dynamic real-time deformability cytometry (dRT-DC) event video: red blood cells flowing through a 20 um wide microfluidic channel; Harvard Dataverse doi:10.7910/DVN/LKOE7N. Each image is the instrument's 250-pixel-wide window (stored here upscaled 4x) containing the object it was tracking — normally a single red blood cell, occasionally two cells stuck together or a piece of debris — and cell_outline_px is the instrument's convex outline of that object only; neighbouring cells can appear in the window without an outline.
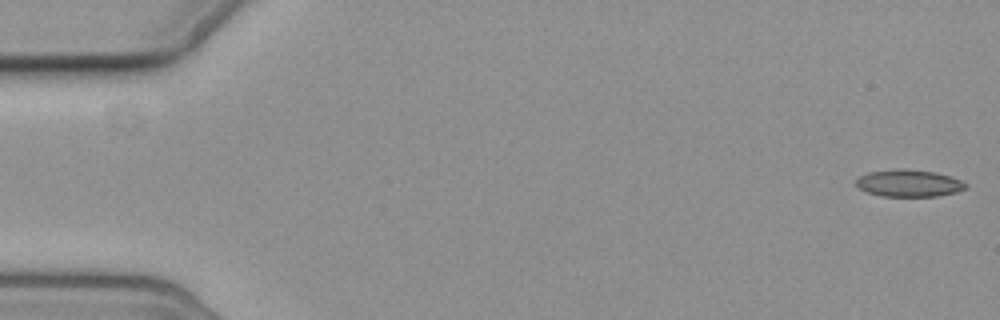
{"species": "common noctule bat (a hibernating species)", "species_latin": "Nyctalus noctula", "temperature_condition": "cold", "stored_images_in_passage": 8, "camera_frame_rate_fps": 3000, "um_per_image_px": 0.085, "animal": {"sex": "female", "body_mass_g": 19.3, "forearm_length_mm": 54.1}, "frame": {"image": 1, "passage_image": 1, "time_ms": 0.0, "image_size_px": [1000, 320], "cell_outline_px": [[968, 188], [956, 192], [936, 196], [880, 196], [868, 192], [860, 188], [856, 184], [856, 180], [860, 176], [868, 172], [896, 168], [908, 168], [936, 172], [952, 176], [968, 184]], "centroid_in_image_um": [77.29, 15.55], "position_along_channel_um": 7.7, "area_um2": 17.51}}
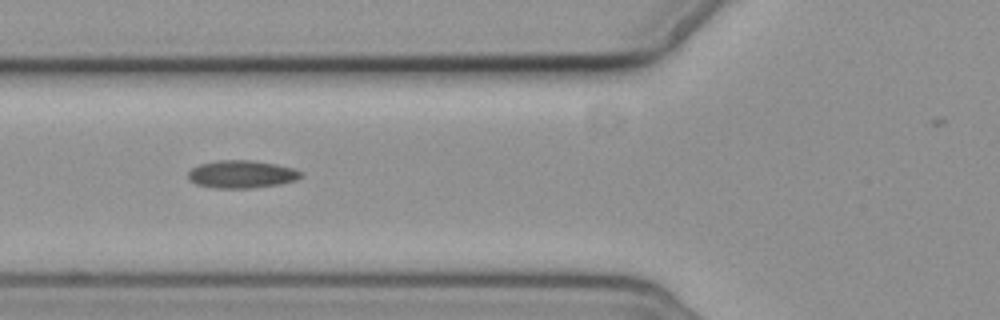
{"frame": {"image": 2, "passage_image": 7, "time_ms": 7.0, "image_size_px": [1000, 320], "cell_outline_px": [[304, 176], [296, 180], [280, 184], [248, 188], [216, 188], [196, 184], [188, 180], [188, 172], [192, 168], [200, 164], [216, 160], [252, 160], [276, 164], [292, 168], [300, 172]], "centroid_in_image_um": [20.52, 14.8], "position_along_channel_um": 105.3, "area_um2": 18.21}}
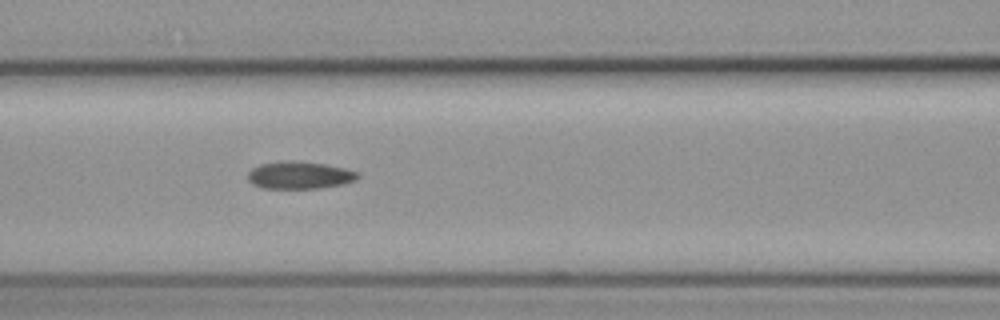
{"frame": {"image": 3, "passage_image": 8, "time_ms": 8.0, "image_size_px": [1000, 320], "cell_outline_px": [[360, 176], [356, 180], [344, 184], [316, 188], [264, 188], [252, 184], [248, 180], [248, 172], [252, 168], [260, 164], [280, 160], [292, 160], [324, 164], [344, 168], [360, 172]], "centroid_in_image_um": [25.46, 14.88], "position_along_channel_um": 141.1, "area_um2": 17.69}}